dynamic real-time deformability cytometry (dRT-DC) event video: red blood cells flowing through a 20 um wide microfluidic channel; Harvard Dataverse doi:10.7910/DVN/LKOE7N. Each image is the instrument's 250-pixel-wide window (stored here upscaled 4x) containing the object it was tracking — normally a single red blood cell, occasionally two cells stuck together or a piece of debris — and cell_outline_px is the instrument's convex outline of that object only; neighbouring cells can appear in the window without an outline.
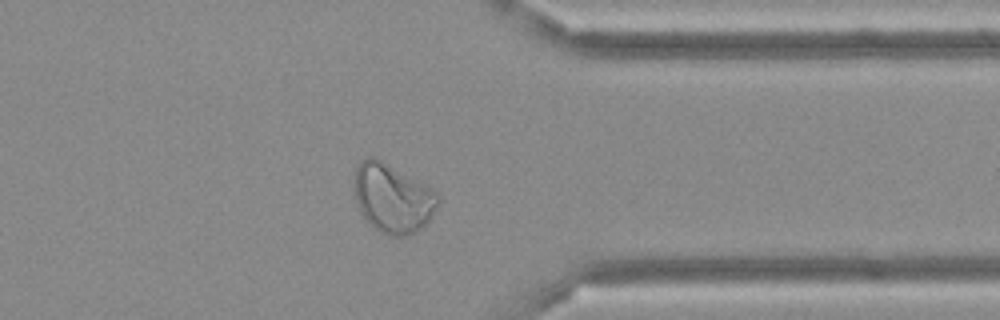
{"species": "Egyptian fruit bat (a non-hibernating species)", "species_latin": "Rousettus aegyptiacus", "temperature_condition": "cold", "stored_images_in_passage": 48, "camera_frame_rate_fps": 3000, "um_per_image_px": 0.085, "frame": {"image": 1, "passage_image": 38, "time_ms": 12.333, "image_size_px": [1000, 320], "cell_outline_px": [[440, 200], [432, 216], [416, 232], [408, 236], [388, 236], [372, 228], [360, 212], [356, 204], [352, 188], [352, 176], [360, 160], [368, 156], [376, 156], [436, 192], [440, 196]], "centroid_in_image_um": [33.29, 16.84], "position_along_channel_um": 378.1, "area_um2": 34.22}}
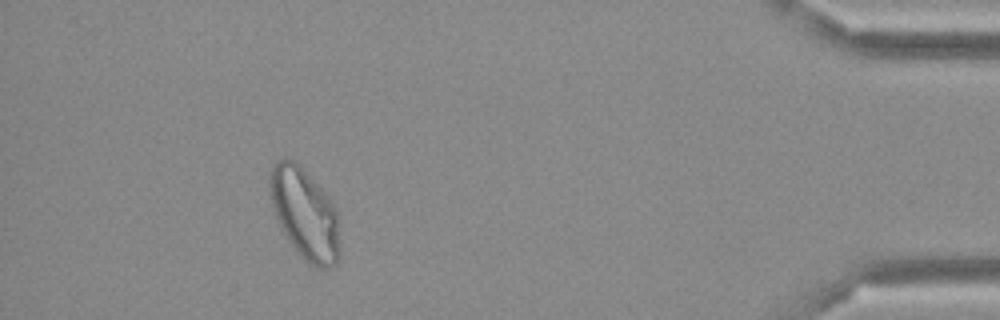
{"frame": {"image": 2, "passage_image": 44, "time_ms": 14.333, "image_size_px": [1000, 320], "cell_outline_px": [[340, 256], [336, 264], [332, 268], [316, 268], [308, 264], [300, 256], [288, 240], [276, 216], [272, 204], [268, 188], [268, 172], [272, 164], [276, 160], [284, 156], [292, 160], [328, 196], [336, 208], [340, 248]], "centroid_in_image_um": [25.89, 18.19], "position_along_channel_um": 409.3, "area_um2": 37.22}}